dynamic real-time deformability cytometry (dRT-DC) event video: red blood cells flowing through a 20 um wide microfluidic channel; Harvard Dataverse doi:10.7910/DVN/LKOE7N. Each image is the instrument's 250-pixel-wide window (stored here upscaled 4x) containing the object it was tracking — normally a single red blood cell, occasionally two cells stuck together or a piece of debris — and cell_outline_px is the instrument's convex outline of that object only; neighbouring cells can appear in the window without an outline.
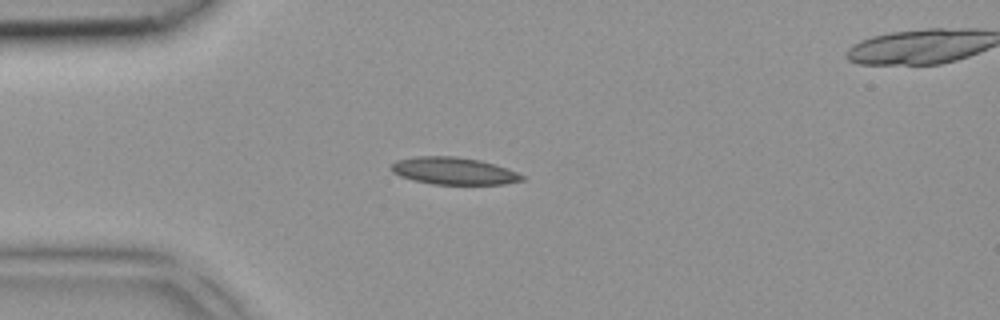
{"species": "common noctule bat (a hibernating species)", "species_latin": "Nyctalus noctula", "temperature_condition": "room temperature", "stored_images_in_passage": 3, "camera_frame_rate_fps": 3000, "um_per_image_px": 0.085, "animal": {"sex": "female", "body_mass_g": 18.4}, "frame": {"image": 1, "passage_image": 2, "time_ms": 0.333, "image_size_px": [1000, 320], "cell_outline_px": [[524, 180], [504, 184], [432, 184], [412, 180], [400, 176], [392, 172], [388, 168], [396, 160], [416, 156], [456, 156], [480, 160], [496, 164], [508, 168], [524, 176]], "centroid_in_image_um": [38.54, 14.52], "position_along_channel_um": 46.5, "area_um2": 20.92}}